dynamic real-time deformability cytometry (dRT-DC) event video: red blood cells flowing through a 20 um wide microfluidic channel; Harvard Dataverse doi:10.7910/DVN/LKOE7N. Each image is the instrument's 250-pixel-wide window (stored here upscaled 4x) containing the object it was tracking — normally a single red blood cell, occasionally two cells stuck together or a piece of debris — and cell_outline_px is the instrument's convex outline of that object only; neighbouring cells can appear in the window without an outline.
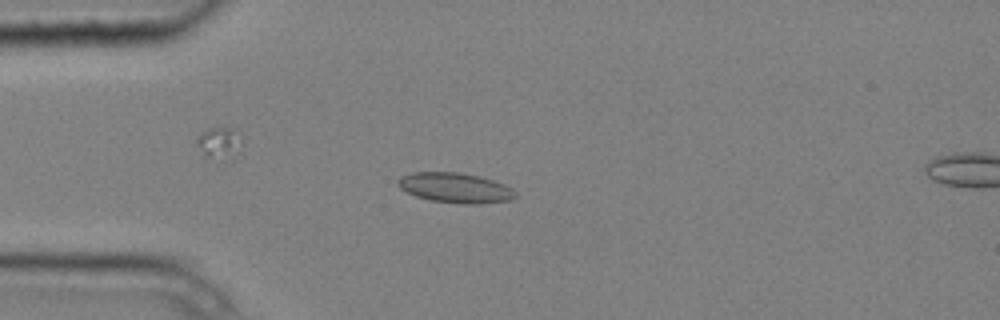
{"species": "common noctule bat (a hibernating species)", "species_latin": "Nyctalus noctula", "temperature_condition": "cold", "stored_images_in_passage": 3, "camera_frame_rate_fps": 3000, "um_per_image_px": 0.085, "animal": {"sex": "male", "body_mass_g": 20.4}, "frame": {"image": 1, "passage_image": 3, "time_ms": 0.667, "image_size_px": [1000, 320], "cell_outline_px": [[516, 196], [512, 200], [480, 204], [464, 204], [432, 200], [416, 196], [400, 188], [396, 184], [396, 180], [400, 176], [412, 172], [460, 172], [480, 176], [504, 184], [512, 188], [516, 192]], "centroid_in_image_um": [38.7, 15.96], "position_along_channel_um": 46.3, "area_um2": 20.69}}